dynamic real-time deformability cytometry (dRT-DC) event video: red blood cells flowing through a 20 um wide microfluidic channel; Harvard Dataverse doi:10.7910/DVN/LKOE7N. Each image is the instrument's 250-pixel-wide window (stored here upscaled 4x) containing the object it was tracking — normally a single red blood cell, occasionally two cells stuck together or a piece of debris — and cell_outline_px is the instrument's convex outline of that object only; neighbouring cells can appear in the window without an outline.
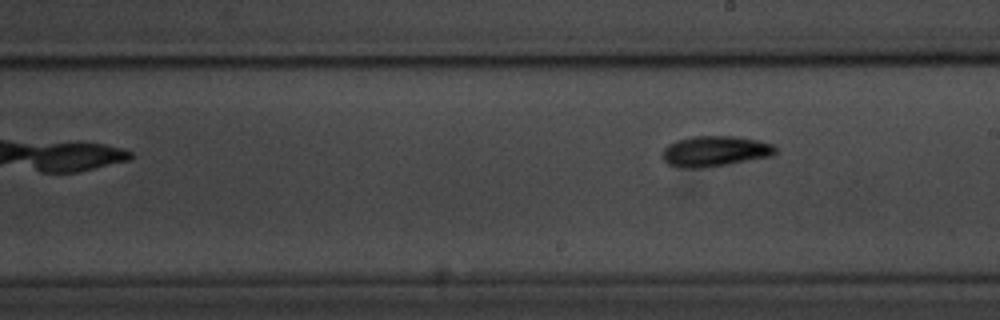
{"species": "common noctule bat (a hibernating species)", "species_latin": "Nyctalus noctula", "temperature_condition": "room temperature", "stored_images_in_passage": 10, "camera_frame_rate_fps": 3000, "um_per_image_px": 0.085, "animal": {"sex": "male", "body_mass_g": 20.1, "forearm_length_mm": 53.5}, "frame": {"image": 1, "passage_image": 10, "time_ms": 11.333, "image_size_px": [1000, 320], "cell_outline_px": [[776, 152], [772, 156], [728, 164], [700, 168], [680, 168], [668, 164], [660, 156], [664, 148], [668, 144], [676, 140], [692, 136], [732, 136], [760, 140], [776, 144]], "centroid_in_image_um": [60.77, 12.85], "position_along_channel_um": 228.2, "area_um2": 20.4}}